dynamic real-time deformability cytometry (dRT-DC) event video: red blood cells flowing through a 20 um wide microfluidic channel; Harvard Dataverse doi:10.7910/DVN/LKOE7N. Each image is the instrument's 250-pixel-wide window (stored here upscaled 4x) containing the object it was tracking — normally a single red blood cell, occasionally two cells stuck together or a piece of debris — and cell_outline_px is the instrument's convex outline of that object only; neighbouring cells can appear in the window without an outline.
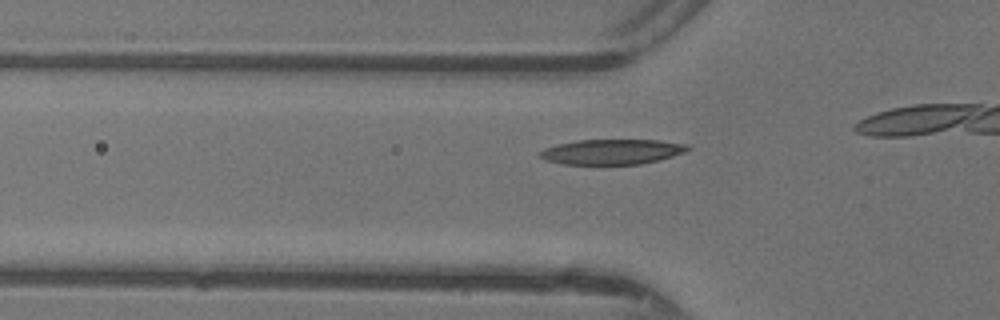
{"species": "common noctule bat (a hibernating species)", "species_latin": "Nyctalus noctula", "temperature_condition": "warm", "stored_images_in_passage": 7, "camera_frame_rate_fps": 3000, "um_per_image_px": 0.085, "animal": {"sex": "female"}, "frame": {"image": 1, "passage_image": 2, "time_ms": 0.333, "image_size_px": [1000, 320], "cell_outline_px": [[692, 148], [684, 152], [660, 160], [640, 164], [564, 164], [544, 160], [540, 156], [540, 152], [544, 148], [556, 144], [576, 140], [660, 140], [688, 144]], "centroid_in_image_um": [52.03, 12.89], "position_along_channel_um": 73.8, "area_um2": 21.73}}
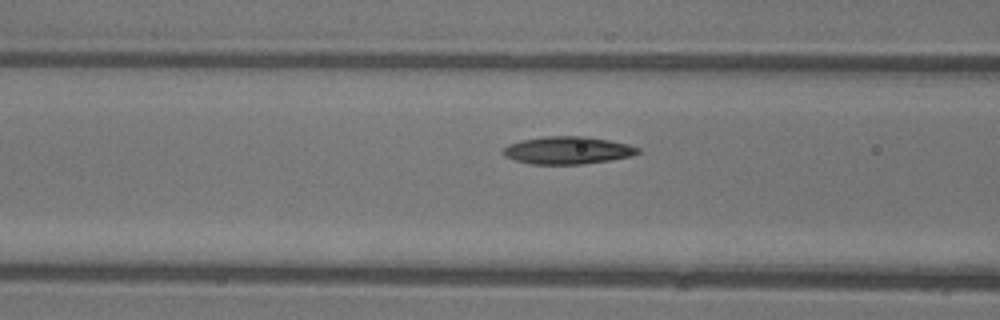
{"frame": {"image": 2, "passage_image": 5, "time_ms": 1.333, "image_size_px": [1000, 320], "cell_outline_px": [[640, 152], [632, 156], [584, 164], [532, 164], [516, 160], [504, 156], [500, 152], [508, 144], [520, 140], [544, 136], [584, 136], [608, 140], [628, 144], [640, 148]], "centroid_in_image_um": [48.22, 12.77], "position_along_channel_um": 118.4, "area_um2": 21.68}}